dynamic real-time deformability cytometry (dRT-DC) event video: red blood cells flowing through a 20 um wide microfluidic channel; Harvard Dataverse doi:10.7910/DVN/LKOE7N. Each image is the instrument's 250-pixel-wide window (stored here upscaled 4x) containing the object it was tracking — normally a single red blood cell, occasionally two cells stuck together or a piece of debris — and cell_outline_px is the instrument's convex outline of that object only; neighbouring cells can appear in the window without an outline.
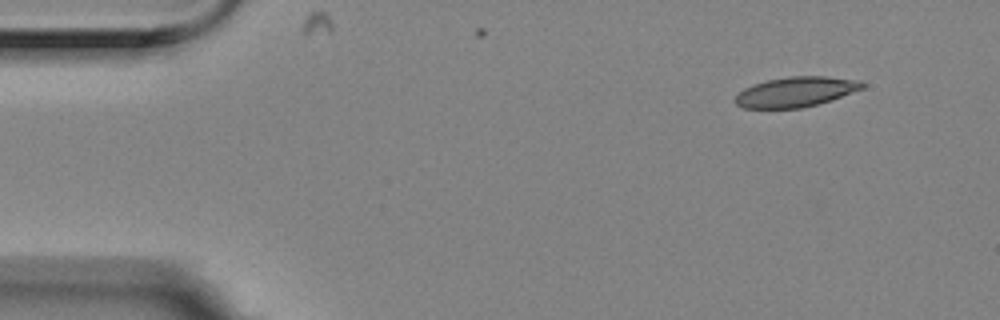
{"species": "Egyptian fruit bat (a non-hibernating species)", "species_latin": "Rousettus aegyptiacus", "temperature_condition": "room temperature", "stored_images_in_passage": 2, "camera_frame_rate_fps": 3000, "um_per_image_px": 0.085, "animal": {"sex": "female"}, "frame": {"image": 1, "passage_image": 2, "time_ms": 0.333, "image_size_px": [1000, 320], "cell_outline_px": [[864, 88], [816, 104], [800, 108], [744, 108], [736, 104], [732, 100], [744, 88], [752, 84], [768, 80], [788, 76], [828, 76], [860, 80], [864, 84]], "centroid_in_image_um": [67.6, 7.8], "position_along_channel_um": 17.4, "area_um2": 22.08}}